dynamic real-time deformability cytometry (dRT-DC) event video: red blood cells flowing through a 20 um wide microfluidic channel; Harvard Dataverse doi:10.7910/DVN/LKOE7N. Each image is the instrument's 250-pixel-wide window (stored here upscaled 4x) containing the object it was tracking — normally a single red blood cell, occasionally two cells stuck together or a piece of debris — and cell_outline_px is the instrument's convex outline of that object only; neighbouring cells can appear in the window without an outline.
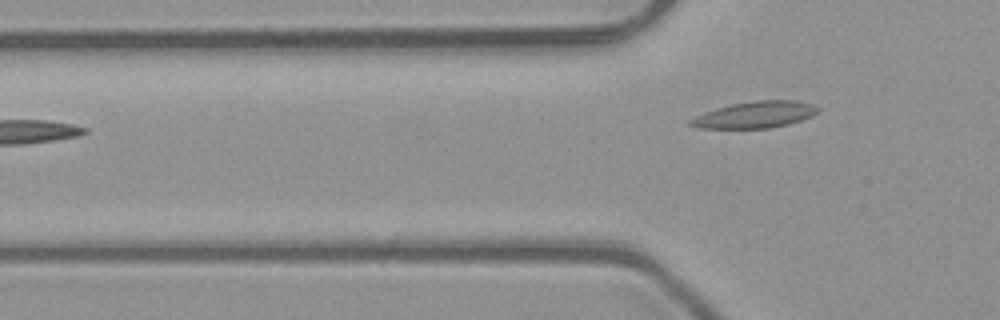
{"species": "common noctule bat (a hibernating species)", "species_latin": "Nyctalus noctula", "temperature_condition": "room temperature", "stored_images_in_passage": 3, "camera_frame_rate_fps": 3000, "um_per_image_px": 0.085, "animal": {"sex": "male", "body_mass_g": 23.1, "forearm_length_mm": 52.7}, "frame": {"image": 1, "passage_image": 3, "time_ms": 0.667, "image_size_px": [1000, 320], "cell_outline_px": [[820, 112], [812, 116], [788, 124], [768, 128], [696, 128], [688, 124], [688, 120], [704, 112], [716, 108], [732, 104], [752, 100], [796, 100], [812, 104], [820, 108]], "centroid_in_image_um": [64.18, 9.74], "position_along_channel_um": 61.6, "area_um2": 19.83}}